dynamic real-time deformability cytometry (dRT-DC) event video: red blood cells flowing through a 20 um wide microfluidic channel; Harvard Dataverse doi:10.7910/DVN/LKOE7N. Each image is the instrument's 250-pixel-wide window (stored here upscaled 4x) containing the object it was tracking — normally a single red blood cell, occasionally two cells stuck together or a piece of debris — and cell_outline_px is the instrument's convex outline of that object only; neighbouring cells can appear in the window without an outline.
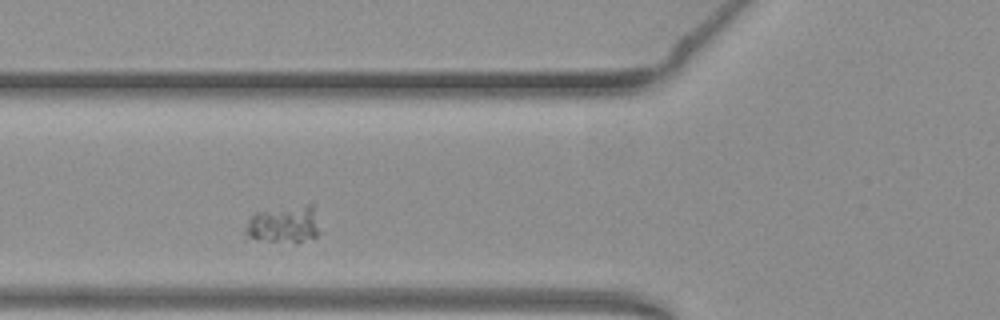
{"species": "common noctule bat (a hibernating species)", "species_latin": "Nyctalus noctula", "temperature_condition": "warm", "stored_images_in_passage": 43, "camera_frame_rate_fps": 3000, "um_per_image_px": 0.085, "animal": {"sex": "female", "body_mass_g": 19.3, "forearm_length_mm": 54.1}, "frame": {"image": 1, "passage_image": 7, "time_ms": 2.0, "image_size_px": [1000, 320], "cell_outline_px": [[324, 232], [300, 244], [296, 244], [244, 240], [244, 228], [248, 220], [256, 212], [308, 204], [312, 204]], "centroid_in_image_um": [24.14, 19.16], "position_along_channel_um": 101.7, "area_um2": 17.34}}
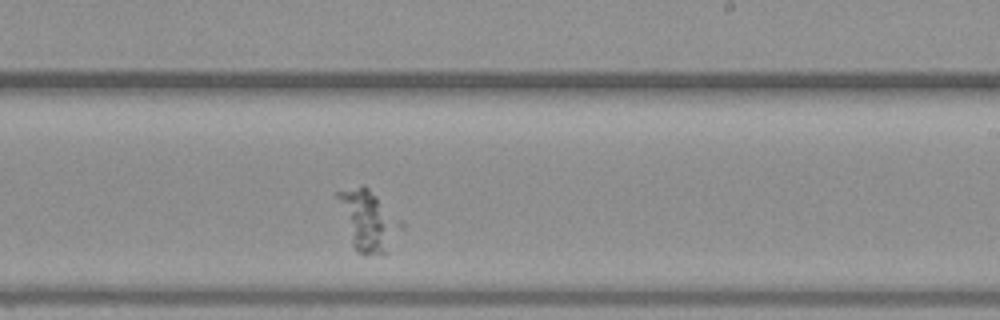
{"frame": {"image": 2, "passage_image": 20, "time_ms": 6.333, "image_size_px": [1000, 320], "cell_outline_px": [[388, 224], [384, 256], [380, 256], [356, 252], [352, 248], [336, 196], [336, 192], [364, 184], [376, 196]], "centroid_in_image_um": [30.9, 18.71], "position_along_channel_um": 258.1, "area_um2": 18.55}}
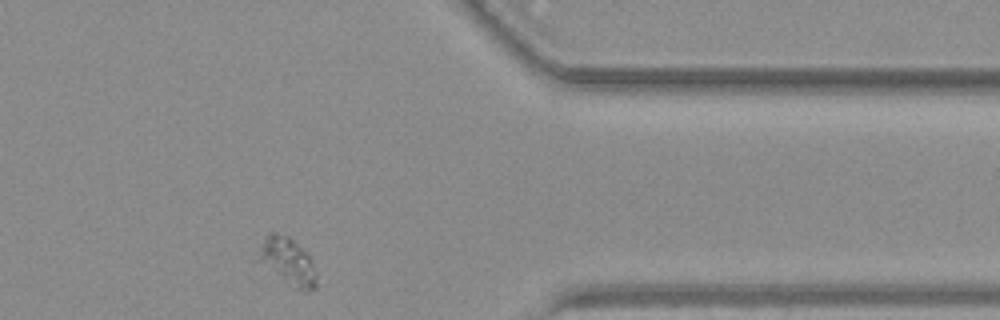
{"frame": {"image": 3, "passage_image": 32, "time_ms": 10.333, "image_size_px": [1000, 320], "cell_outline_px": [[316, 288], [304, 292], [300, 292], [252, 260], [264, 236], [268, 232], [276, 232], [288, 236], [308, 252], [312, 260], [316, 272]], "centroid_in_image_um": [24.38, 22.21], "position_along_channel_um": 387.0, "area_um2": 16.99}}